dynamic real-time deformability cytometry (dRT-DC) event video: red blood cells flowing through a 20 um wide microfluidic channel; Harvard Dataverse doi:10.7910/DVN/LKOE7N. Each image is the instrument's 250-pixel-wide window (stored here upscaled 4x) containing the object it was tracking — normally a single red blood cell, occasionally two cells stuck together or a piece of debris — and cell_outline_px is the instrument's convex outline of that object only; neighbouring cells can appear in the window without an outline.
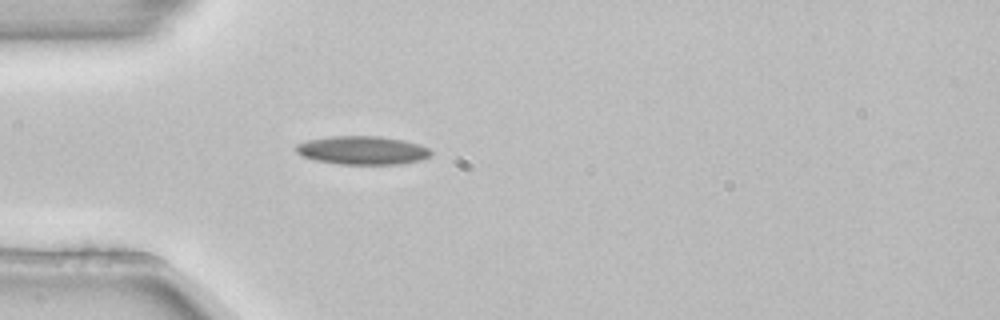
{"species": "common noctule bat (a hibernating species)", "species_latin": "Nyctalus noctula", "temperature_condition": "room temperature", "stored_images_in_passage": 4, "camera_frame_rate_fps": 3000, "um_per_image_px": 0.085, "animal": {"sex": "female", "body_mass_g": 22.7, "forearm_length_mm": 54.2}, "frame": {"image": 1, "passage_image": 4, "time_ms": 1.0, "image_size_px": [1000, 320], "cell_outline_px": [[432, 152], [428, 156], [420, 160], [396, 164], [340, 164], [316, 160], [300, 156], [296, 152], [296, 144], [308, 140], [328, 136], [380, 136], [404, 140], [420, 144], [428, 148]], "centroid_in_image_um": [30.77, 12.77], "position_along_channel_um": 54.2, "area_um2": 22.37}}